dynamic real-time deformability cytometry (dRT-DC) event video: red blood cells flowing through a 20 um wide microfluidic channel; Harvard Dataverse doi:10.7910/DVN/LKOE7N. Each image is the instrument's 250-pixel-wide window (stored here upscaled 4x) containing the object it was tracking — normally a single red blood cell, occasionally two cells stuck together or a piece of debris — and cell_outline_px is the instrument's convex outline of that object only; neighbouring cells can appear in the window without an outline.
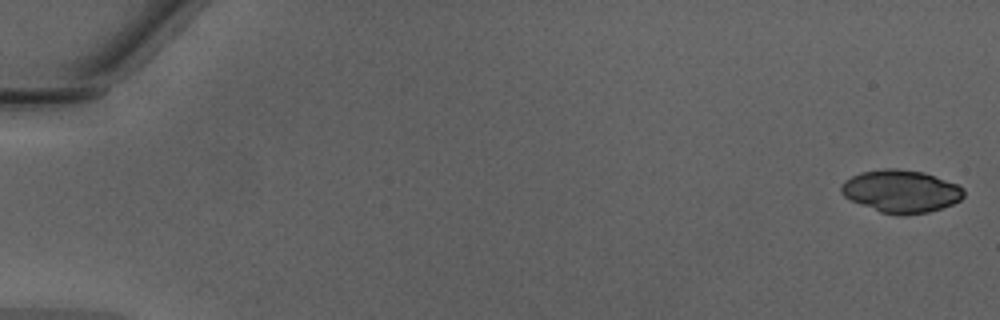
{"species": "Egyptian fruit bat (a non-hibernating species)", "species_latin": "Rousettus aegyptiacus", "temperature_condition": "warm", "stored_images_in_passage": 3, "camera_frame_rate_fps": 3000, "um_per_image_px": 0.085, "animal": {"sex": "male"}, "frame": {"image": 1, "passage_image": 1, "time_ms": 0.0, "image_size_px": [1000, 320], "cell_outline_px": [[964, 196], [960, 200], [952, 204], [928, 212], [880, 212], [860, 204], [844, 196], [840, 192], [840, 184], [844, 180], [860, 172], [884, 168], [896, 168], [924, 172], [956, 184], [964, 188]], "centroid_in_image_um": [76.56, 16.21], "position_along_channel_um": 8.4, "area_um2": 29.82}}